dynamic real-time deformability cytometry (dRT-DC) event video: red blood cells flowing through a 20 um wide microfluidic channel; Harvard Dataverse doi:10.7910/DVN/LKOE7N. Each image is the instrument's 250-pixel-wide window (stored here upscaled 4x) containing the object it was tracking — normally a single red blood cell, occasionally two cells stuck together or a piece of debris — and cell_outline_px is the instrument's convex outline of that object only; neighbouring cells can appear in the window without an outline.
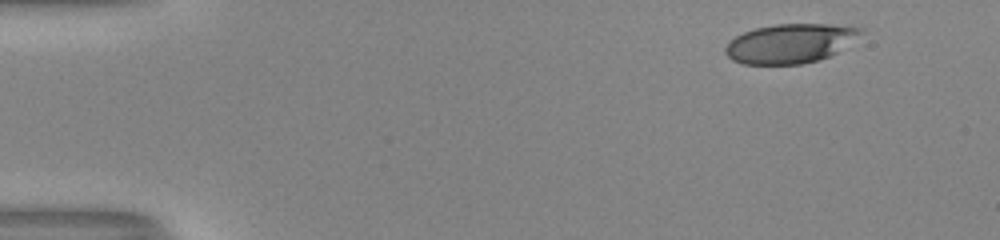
{"species": "human", "species_latin": "Homo sapiens", "temperature_condition": "room temperature", "stored_images_in_passage": 48, "camera_frame_rate_fps": 3000, "um_per_image_px": 0.085, "donor": {"sex": "male"}, "frame": {"image": 1, "passage_image": 1, "time_ms": 0.0, "image_size_px": [1000, 240], "cell_outline_px": [[864, 32], [836, 52], [820, 60], [800, 64], [744, 64], [732, 60], [724, 52], [724, 48], [736, 36], [744, 32], [756, 28], [776, 24], [828, 24], [864, 28]], "centroid_in_image_um": [67.15, 3.69], "position_along_channel_um": 17.8, "area_um2": 30.69}}
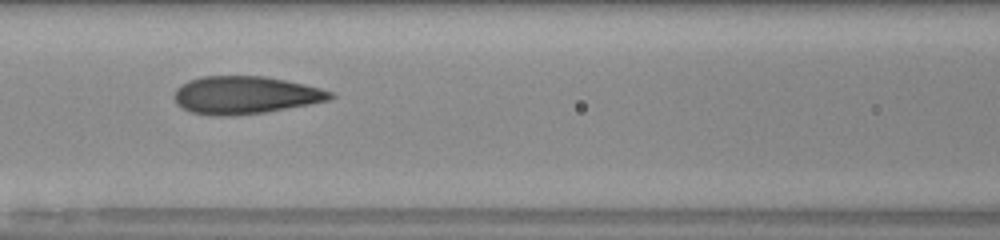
{"frame": {"image": 2, "passage_image": 20, "time_ms": 6.333, "image_size_px": [1000, 240], "cell_outline_px": [[336, 96], [328, 100], [308, 104], [264, 112], [232, 116], [212, 116], [192, 112], [176, 104], [172, 96], [176, 88], [180, 84], [188, 80], [200, 76], [264, 76], [304, 84], [320, 88], [332, 92]], "centroid_in_image_um": [20.78, 8.08], "position_along_channel_um": 145.8, "area_um2": 34.33}}
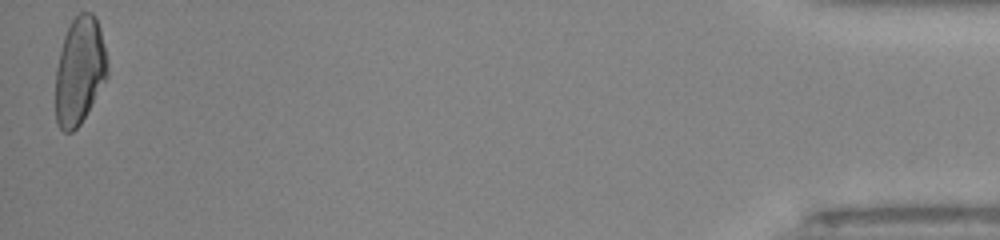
{"frame": {"image": 3, "passage_image": 48, "time_ms": 15.667, "image_size_px": [1000, 240], "cell_outline_px": [[108, 76], [80, 124], [72, 132], [64, 132], [56, 124], [56, 68], [64, 36], [72, 20], [80, 12], [92, 12], [96, 16], [100, 28], [108, 60]], "centroid_in_image_um": [6.78, 6.01], "position_along_channel_um": 428.4, "area_um2": 32.48}, "authors_computed_cell_mechanics": {"area_um2": 33.4084, "velocity_mm_per_s": 4.0403, "shape_relaxation_time_tau1_ms": 8.6169, "shape_relaxation_time_tau2_ms": 0.887, "deformation_change_tau1": 0.243, "deformation_change_tau2": 0.0638}}